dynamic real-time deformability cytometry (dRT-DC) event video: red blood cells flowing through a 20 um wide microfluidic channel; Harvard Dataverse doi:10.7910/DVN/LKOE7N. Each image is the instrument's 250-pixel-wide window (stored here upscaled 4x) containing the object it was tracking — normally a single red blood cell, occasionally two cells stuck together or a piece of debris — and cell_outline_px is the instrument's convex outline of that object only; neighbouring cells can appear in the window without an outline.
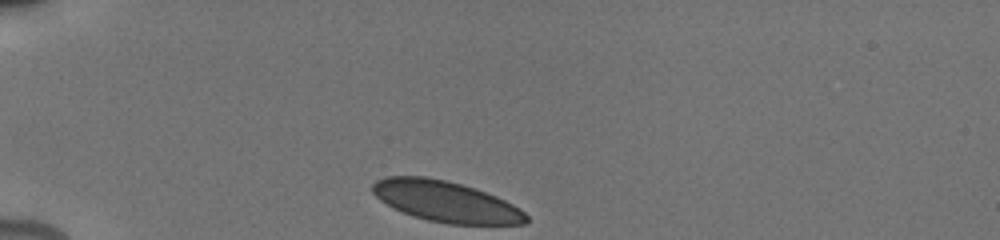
{"species": "human", "species_latin": "Homo sapiens", "temperature_condition": "cold", "stored_images_in_passage": 23, "camera_frame_rate_fps": 3000, "um_per_image_px": 0.085, "donor": {"sex": "male"}, "frame": {"image": 1, "passage_image": 1, "time_ms": 0.0, "image_size_px": [1000, 240], "cell_outline_px": [[528, 220], [524, 224], [448, 224], [428, 220], [404, 212], [380, 200], [372, 192], [372, 184], [376, 180], [384, 176], [424, 176], [444, 180], [460, 184], [496, 196], [520, 208], [528, 216]], "centroid_in_image_um": [37.89, 17.12], "position_along_channel_um": 47.1, "area_um2": 36.13}}
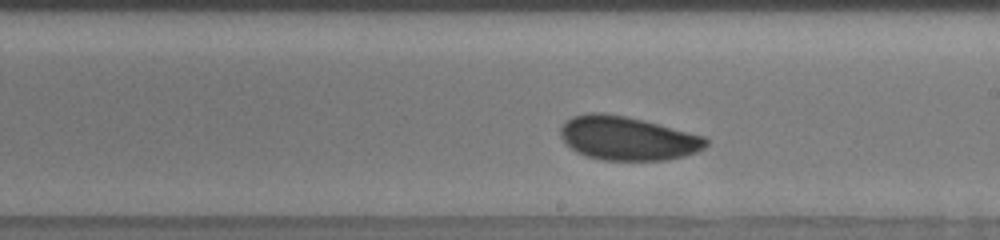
{"frame": {"image": 2, "passage_image": 13, "time_ms": 6.0, "image_size_px": [1000, 240], "cell_outline_px": [[708, 144], [704, 148], [696, 152], [684, 156], [668, 160], [604, 160], [588, 156], [576, 152], [560, 136], [560, 128], [572, 116], [588, 112], [604, 112], [644, 120], [704, 136], [708, 140]], "centroid_in_image_um": [53.35, 11.75], "position_along_channel_um": 235.6, "area_um2": 37.05}}
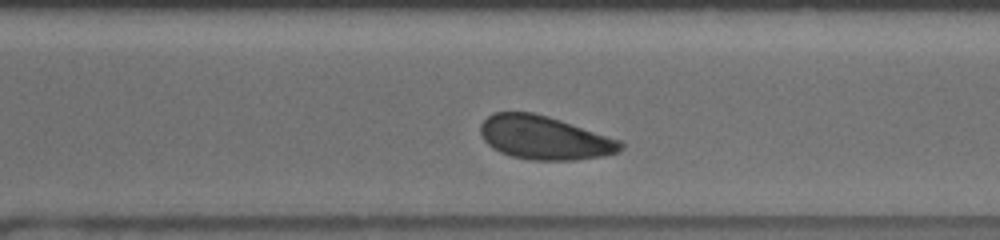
{"frame": {"image": 3, "passage_image": 18, "time_ms": 8.333, "image_size_px": [1000, 240], "cell_outline_px": [[624, 148], [616, 152], [600, 156], [576, 160], [532, 160], [512, 156], [500, 152], [492, 148], [484, 140], [480, 132], [480, 124], [492, 112], [532, 112], [548, 116], [624, 140]], "centroid_in_image_um": [46.3, 11.7], "position_along_channel_um": 324.3, "area_um2": 35.78}, "authors_computed_cell_mechanics": {"area_um2": 36.992, "velocity_mm_per_s": 3.7943, "shape_relaxation_time_tau1_ms": 4.1729, "shape_relaxation_time_tau2_ms": 0.7391, "deformation_change_tau1": 0.0729, "deformation_change_tau2": 0.0501}}